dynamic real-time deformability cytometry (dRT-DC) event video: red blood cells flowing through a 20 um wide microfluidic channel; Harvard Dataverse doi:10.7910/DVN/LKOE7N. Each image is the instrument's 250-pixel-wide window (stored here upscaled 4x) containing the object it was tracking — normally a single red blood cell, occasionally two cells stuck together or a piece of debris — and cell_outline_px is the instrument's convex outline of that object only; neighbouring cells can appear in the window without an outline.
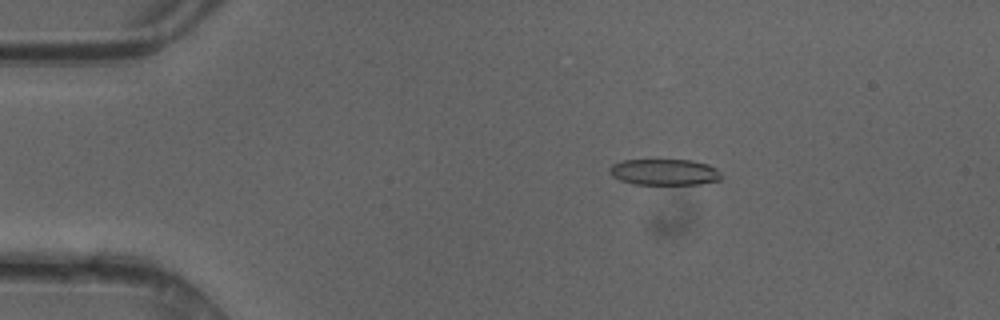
{"species": "common noctule bat (a hibernating species)", "species_latin": "Nyctalus noctula", "temperature_condition": "cold", "stored_images_in_passage": 49, "camera_frame_rate_fps": 3000, "um_per_image_px": 0.085, "animal": {"sex": "female"}, "frame": {"image": 1, "passage_image": 9, "time_ms": 2.667, "image_size_px": [1000, 320], "cell_outline_px": [[720, 180], [700, 184], [636, 184], [620, 180], [612, 176], [608, 172], [608, 168], [612, 164], [624, 160], [692, 160], [708, 164], [716, 168], [720, 172]], "centroid_in_image_um": [56.46, 14.62], "position_along_channel_um": 28.5, "area_um2": 17.05}}
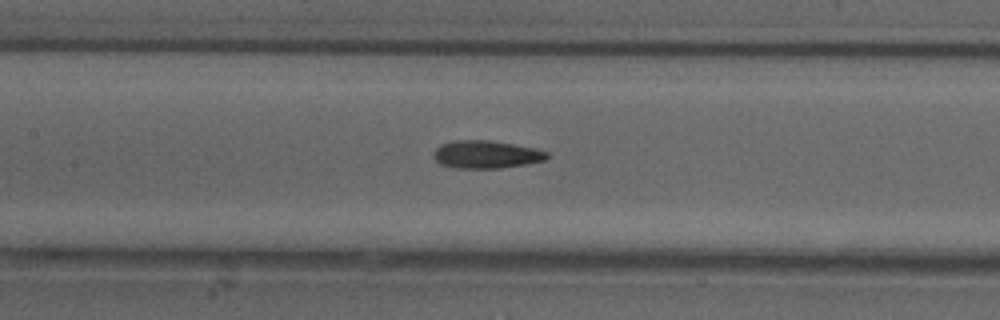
{"frame": {"image": 2, "passage_image": 23, "time_ms": 7.333, "image_size_px": [1000, 320], "cell_outline_px": [[548, 156], [544, 160], [524, 164], [500, 168], [456, 168], [440, 164], [432, 156], [432, 152], [440, 144], [452, 140], [488, 140], [536, 148], [548, 152]], "centroid_in_image_um": [41.27, 13.12], "position_along_channel_um": 166.1, "area_um2": 18.38}}
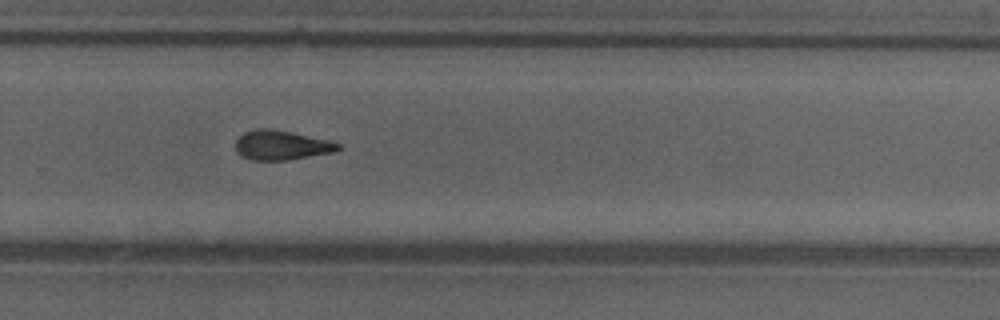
{"frame": {"image": 3, "passage_image": 33, "time_ms": 10.667, "image_size_px": [1000, 320], "cell_outline_px": [[340, 148], [336, 152], [288, 160], [252, 160], [240, 156], [236, 152], [236, 140], [244, 132], [256, 128], [268, 128], [292, 132], [332, 140], [340, 144]], "centroid_in_image_um": [23.94, 12.34], "position_along_channel_um": 305.9, "area_um2": 17.92}, "authors_computed_cell_mechanics": {"area_um2": 17.918, "velocity_mm_per_s": 4.2039, "shape_relaxation_time_tau1_ms": null, "shape_relaxation_time_tau2_ms": 6.385, "deformation_change_tau1": null, "deformation_change_tau2": 0.1728}}